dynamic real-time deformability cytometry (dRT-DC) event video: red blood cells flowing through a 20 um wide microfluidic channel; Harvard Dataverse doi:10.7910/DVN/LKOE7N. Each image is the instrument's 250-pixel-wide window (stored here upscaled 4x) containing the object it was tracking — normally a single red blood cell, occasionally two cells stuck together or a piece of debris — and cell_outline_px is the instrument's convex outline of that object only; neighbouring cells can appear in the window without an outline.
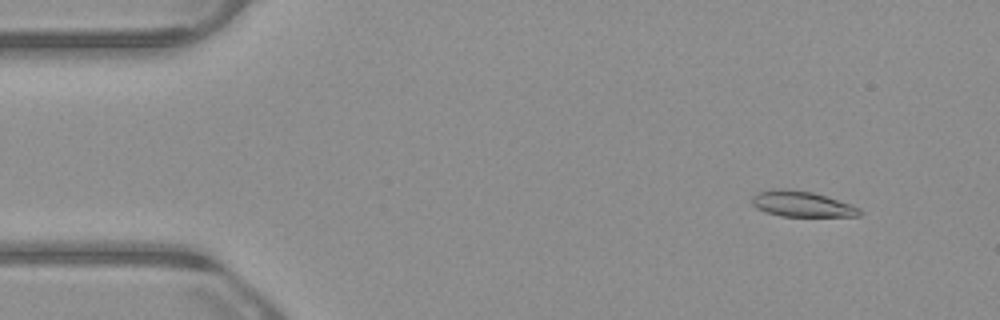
{"species": "common noctule bat (a hibernating species)", "species_latin": "Nyctalus noctula", "temperature_condition": "warm", "stored_images_in_passage": 53, "camera_frame_rate_fps": 3000, "um_per_image_px": 0.085, "animal": {"sex": "male", "body_mass_g": 23.1, "forearm_length_mm": 52.7}, "frame": {"image": 1, "passage_image": 5, "time_ms": 1.333, "image_size_px": [1000, 320], "cell_outline_px": [[864, 212], [860, 216], [780, 216], [764, 212], [756, 208], [752, 204], [752, 196], [756, 192], [768, 188], [788, 188], [812, 192], [852, 204], [860, 208]], "centroid_in_image_um": [68.12, 17.32], "position_along_channel_um": 16.9, "area_um2": 16.47}}
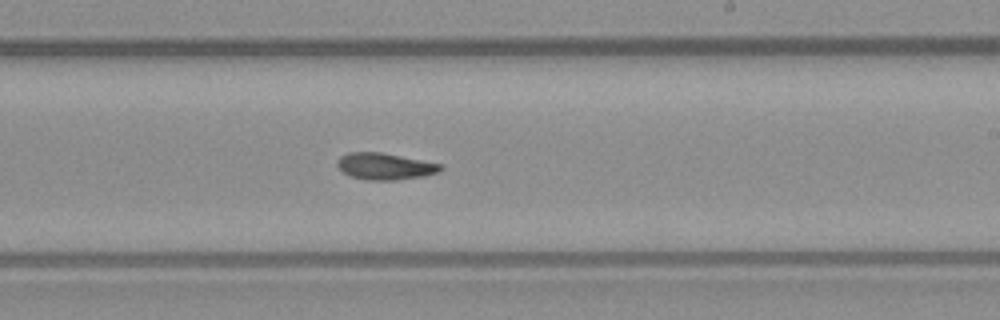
{"frame": {"image": 2, "passage_image": 31, "time_ms": 10.0, "image_size_px": [1000, 320], "cell_outline_px": [[444, 168], [440, 172], [424, 176], [396, 180], [368, 180], [348, 176], [336, 164], [336, 160], [340, 156], [348, 152], [380, 152], [444, 164]], "centroid_in_image_um": [32.74, 14.14], "position_along_channel_um": 256.3, "area_um2": 16.24}}
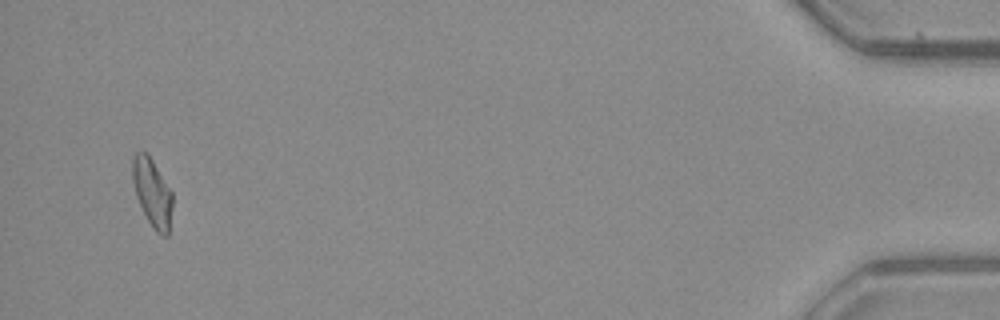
{"frame": {"image": 3, "passage_image": 51, "time_ms": 16.667, "image_size_px": [1000, 320], "cell_outline_px": [[172, 208], [168, 236], [160, 236], [156, 232], [148, 220], [136, 196], [132, 180], [132, 156], [136, 152], [144, 152], [152, 160], [172, 192]], "centroid_in_image_um": [12.94, 16.39], "position_along_channel_um": 422.3, "area_um2": 15.66}, "authors_computed_cell_mechanics": {"area_um2": 16.1262, "velocity_mm_per_s": 3.8646, "shape_relaxation_time_tau1_ms": null, "shape_relaxation_time_tau2_ms": 9.3737, "deformation_change_tau1": null, "deformation_change_tau2": 0.1764}}